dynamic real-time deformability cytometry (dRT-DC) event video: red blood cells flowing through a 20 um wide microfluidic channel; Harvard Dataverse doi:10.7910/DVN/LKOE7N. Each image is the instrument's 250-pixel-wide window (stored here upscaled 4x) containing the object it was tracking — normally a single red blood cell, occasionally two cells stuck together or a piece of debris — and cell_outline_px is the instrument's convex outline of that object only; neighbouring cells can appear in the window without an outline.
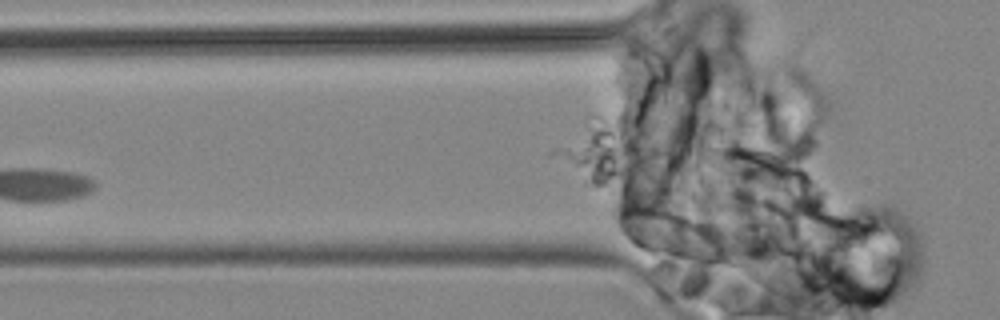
{"species": "common noctule bat (a hibernating species)", "species_latin": "Nyctalus noctula", "temperature_condition": "cold", "stored_images_in_passage": 3, "camera_frame_rate_fps": 3000, "um_per_image_px": 0.085, "animal": {"sex": "male", "body_mass_g": 19.2, "forearm_length_mm": 51.8}, "frame": {"image": 1, "passage_image": 3, "time_ms": 2.333, "image_size_px": [1000, 320], "cell_outline_px": [[724, 256], [716, 260], [696, 260], [676, 256], [644, 248], [632, 244], [620, 232], [616, 224], [616, 208], [632, 200], [636, 200], [668, 208], [704, 220], [712, 224], [716, 228], [720, 236], [724, 252]], "centroid_in_image_um": [56.84, 19.67], "position_along_channel_um": 69.0, "area_um2": 31.27}}